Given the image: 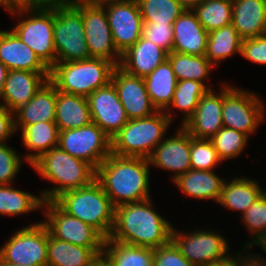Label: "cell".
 Returning a JSON list of instances; mask_svg holds the SVG:
<instances>
[{"label":"cell","mask_w":266,"mask_h":266,"mask_svg":"<svg viewBox=\"0 0 266 266\" xmlns=\"http://www.w3.org/2000/svg\"><path fill=\"white\" fill-rule=\"evenodd\" d=\"M152 199L115 207L110 239L126 244L158 248L171 240L173 224L155 212Z\"/></svg>","instance_id":"obj_1"},{"label":"cell","mask_w":266,"mask_h":266,"mask_svg":"<svg viewBox=\"0 0 266 266\" xmlns=\"http://www.w3.org/2000/svg\"><path fill=\"white\" fill-rule=\"evenodd\" d=\"M150 163L146 158L110 154L96 169V180L116 207L150 199Z\"/></svg>","instance_id":"obj_2"},{"label":"cell","mask_w":266,"mask_h":266,"mask_svg":"<svg viewBox=\"0 0 266 266\" xmlns=\"http://www.w3.org/2000/svg\"><path fill=\"white\" fill-rule=\"evenodd\" d=\"M31 166L43 179L57 185L41 191L44 201H54L61 194L88 186L96 179V169L91 164L59 146L42 154Z\"/></svg>","instance_id":"obj_3"},{"label":"cell","mask_w":266,"mask_h":266,"mask_svg":"<svg viewBox=\"0 0 266 266\" xmlns=\"http://www.w3.org/2000/svg\"><path fill=\"white\" fill-rule=\"evenodd\" d=\"M54 202L67 214L94 227L105 238L110 237L115 206L96 179L88 186L61 194Z\"/></svg>","instance_id":"obj_4"},{"label":"cell","mask_w":266,"mask_h":266,"mask_svg":"<svg viewBox=\"0 0 266 266\" xmlns=\"http://www.w3.org/2000/svg\"><path fill=\"white\" fill-rule=\"evenodd\" d=\"M116 66L105 59L56 62L50 68L49 80L58 91L88 97L111 82Z\"/></svg>","instance_id":"obj_5"},{"label":"cell","mask_w":266,"mask_h":266,"mask_svg":"<svg viewBox=\"0 0 266 266\" xmlns=\"http://www.w3.org/2000/svg\"><path fill=\"white\" fill-rule=\"evenodd\" d=\"M171 123L165 111H157L148 117L128 120L111 139L112 154L148 159L164 140Z\"/></svg>","instance_id":"obj_6"},{"label":"cell","mask_w":266,"mask_h":266,"mask_svg":"<svg viewBox=\"0 0 266 266\" xmlns=\"http://www.w3.org/2000/svg\"><path fill=\"white\" fill-rule=\"evenodd\" d=\"M13 16L25 14L11 30L29 46L41 61L50 69L56 63L54 46V6L23 8L9 11ZM28 13V15H27ZM29 16V17H28Z\"/></svg>","instance_id":"obj_7"},{"label":"cell","mask_w":266,"mask_h":266,"mask_svg":"<svg viewBox=\"0 0 266 266\" xmlns=\"http://www.w3.org/2000/svg\"><path fill=\"white\" fill-rule=\"evenodd\" d=\"M53 39L56 62L91 58L84 33L82 3L54 6Z\"/></svg>","instance_id":"obj_8"},{"label":"cell","mask_w":266,"mask_h":266,"mask_svg":"<svg viewBox=\"0 0 266 266\" xmlns=\"http://www.w3.org/2000/svg\"><path fill=\"white\" fill-rule=\"evenodd\" d=\"M264 106L254 92L223 83L224 127L240 131L249 137L265 119Z\"/></svg>","instance_id":"obj_9"},{"label":"cell","mask_w":266,"mask_h":266,"mask_svg":"<svg viewBox=\"0 0 266 266\" xmlns=\"http://www.w3.org/2000/svg\"><path fill=\"white\" fill-rule=\"evenodd\" d=\"M48 229L35 222L23 227L0 247V258L7 263L47 266Z\"/></svg>","instance_id":"obj_10"},{"label":"cell","mask_w":266,"mask_h":266,"mask_svg":"<svg viewBox=\"0 0 266 266\" xmlns=\"http://www.w3.org/2000/svg\"><path fill=\"white\" fill-rule=\"evenodd\" d=\"M58 146L95 169L112 153L111 138L95 123L59 131Z\"/></svg>","instance_id":"obj_11"},{"label":"cell","mask_w":266,"mask_h":266,"mask_svg":"<svg viewBox=\"0 0 266 266\" xmlns=\"http://www.w3.org/2000/svg\"><path fill=\"white\" fill-rule=\"evenodd\" d=\"M215 231V232H214ZM183 232L171 229V241L194 266H203L230 257L229 242L216 230Z\"/></svg>","instance_id":"obj_12"},{"label":"cell","mask_w":266,"mask_h":266,"mask_svg":"<svg viewBox=\"0 0 266 266\" xmlns=\"http://www.w3.org/2000/svg\"><path fill=\"white\" fill-rule=\"evenodd\" d=\"M42 210L46 215L42 222L54 238L87 248H104L105 237L98 230L67 214L54 201H44Z\"/></svg>","instance_id":"obj_13"},{"label":"cell","mask_w":266,"mask_h":266,"mask_svg":"<svg viewBox=\"0 0 266 266\" xmlns=\"http://www.w3.org/2000/svg\"><path fill=\"white\" fill-rule=\"evenodd\" d=\"M86 44L91 58H101L119 66L122 54L117 50L103 6L82 3Z\"/></svg>","instance_id":"obj_14"},{"label":"cell","mask_w":266,"mask_h":266,"mask_svg":"<svg viewBox=\"0 0 266 266\" xmlns=\"http://www.w3.org/2000/svg\"><path fill=\"white\" fill-rule=\"evenodd\" d=\"M103 7L114 44L122 54L142 36L143 19L137 0H116Z\"/></svg>","instance_id":"obj_15"},{"label":"cell","mask_w":266,"mask_h":266,"mask_svg":"<svg viewBox=\"0 0 266 266\" xmlns=\"http://www.w3.org/2000/svg\"><path fill=\"white\" fill-rule=\"evenodd\" d=\"M87 101L92 122L97 124L111 139L129 120L116 88L111 82L91 93Z\"/></svg>","instance_id":"obj_16"},{"label":"cell","mask_w":266,"mask_h":266,"mask_svg":"<svg viewBox=\"0 0 266 266\" xmlns=\"http://www.w3.org/2000/svg\"><path fill=\"white\" fill-rule=\"evenodd\" d=\"M179 127L176 134L165 137L148 158L150 166L173 172V181L191 169V135L182 125Z\"/></svg>","instance_id":"obj_17"},{"label":"cell","mask_w":266,"mask_h":266,"mask_svg":"<svg viewBox=\"0 0 266 266\" xmlns=\"http://www.w3.org/2000/svg\"><path fill=\"white\" fill-rule=\"evenodd\" d=\"M111 83L116 88L129 120L148 117L157 112L148 95L144 78L130 75L116 66Z\"/></svg>","instance_id":"obj_18"},{"label":"cell","mask_w":266,"mask_h":266,"mask_svg":"<svg viewBox=\"0 0 266 266\" xmlns=\"http://www.w3.org/2000/svg\"><path fill=\"white\" fill-rule=\"evenodd\" d=\"M220 91L208 90L194 114L182 125L196 139H211L222 127L223 83Z\"/></svg>","instance_id":"obj_19"},{"label":"cell","mask_w":266,"mask_h":266,"mask_svg":"<svg viewBox=\"0 0 266 266\" xmlns=\"http://www.w3.org/2000/svg\"><path fill=\"white\" fill-rule=\"evenodd\" d=\"M49 78L50 72L9 70L1 90L0 105L14 113L27 104Z\"/></svg>","instance_id":"obj_20"},{"label":"cell","mask_w":266,"mask_h":266,"mask_svg":"<svg viewBox=\"0 0 266 266\" xmlns=\"http://www.w3.org/2000/svg\"><path fill=\"white\" fill-rule=\"evenodd\" d=\"M208 32L198 21L193 10H185L173 23L172 51L189 54L205 55Z\"/></svg>","instance_id":"obj_21"},{"label":"cell","mask_w":266,"mask_h":266,"mask_svg":"<svg viewBox=\"0 0 266 266\" xmlns=\"http://www.w3.org/2000/svg\"><path fill=\"white\" fill-rule=\"evenodd\" d=\"M0 61L9 70L50 72L35 52L12 30H0Z\"/></svg>","instance_id":"obj_22"},{"label":"cell","mask_w":266,"mask_h":266,"mask_svg":"<svg viewBox=\"0 0 266 266\" xmlns=\"http://www.w3.org/2000/svg\"><path fill=\"white\" fill-rule=\"evenodd\" d=\"M167 54L164 49L141 36L122 53L119 67L130 75L144 78L167 59Z\"/></svg>","instance_id":"obj_23"},{"label":"cell","mask_w":266,"mask_h":266,"mask_svg":"<svg viewBox=\"0 0 266 266\" xmlns=\"http://www.w3.org/2000/svg\"><path fill=\"white\" fill-rule=\"evenodd\" d=\"M55 108L56 87L48 80L27 104L14 112L16 133L27 125L55 121Z\"/></svg>","instance_id":"obj_24"},{"label":"cell","mask_w":266,"mask_h":266,"mask_svg":"<svg viewBox=\"0 0 266 266\" xmlns=\"http://www.w3.org/2000/svg\"><path fill=\"white\" fill-rule=\"evenodd\" d=\"M232 24L242 39L266 35V0H232Z\"/></svg>","instance_id":"obj_25"},{"label":"cell","mask_w":266,"mask_h":266,"mask_svg":"<svg viewBox=\"0 0 266 266\" xmlns=\"http://www.w3.org/2000/svg\"><path fill=\"white\" fill-rule=\"evenodd\" d=\"M91 122L87 97L64 93L56 88L55 123L59 131L80 128Z\"/></svg>","instance_id":"obj_26"},{"label":"cell","mask_w":266,"mask_h":266,"mask_svg":"<svg viewBox=\"0 0 266 266\" xmlns=\"http://www.w3.org/2000/svg\"><path fill=\"white\" fill-rule=\"evenodd\" d=\"M224 182V178H220L213 170L202 171L194 169H190L173 181L186 196L197 198L198 200L210 199L217 203Z\"/></svg>","instance_id":"obj_27"},{"label":"cell","mask_w":266,"mask_h":266,"mask_svg":"<svg viewBox=\"0 0 266 266\" xmlns=\"http://www.w3.org/2000/svg\"><path fill=\"white\" fill-rule=\"evenodd\" d=\"M264 190L258 181L247 177H236L228 182L225 179L218 203L229 210L241 212L242 216Z\"/></svg>","instance_id":"obj_28"},{"label":"cell","mask_w":266,"mask_h":266,"mask_svg":"<svg viewBox=\"0 0 266 266\" xmlns=\"http://www.w3.org/2000/svg\"><path fill=\"white\" fill-rule=\"evenodd\" d=\"M20 132L23 145L27 151H31V153L24 155V159L29 165L42 154L58 146L59 130L55 121L37 122L32 125H27Z\"/></svg>","instance_id":"obj_29"},{"label":"cell","mask_w":266,"mask_h":266,"mask_svg":"<svg viewBox=\"0 0 266 266\" xmlns=\"http://www.w3.org/2000/svg\"><path fill=\"white\" fill-rule=\"evenodd\" d=\"M144 81L150 100L157 111L169 109L178 82L170 62L166 59L144 77Z\"/></svg>","instance_id":"obj_30"},{"label":"cell","mask_w":266,"mask_h":266,"mask_svg":"<svg viewBox=\"0 0 266 266\" xmlns=\"http://www.w3.org/2000/svg\"><path fill=\"white\" fill-rule=\"evenodd\" d=\"M103 248H87L54 238L48 231L47 266H89Z\"/></svg>","instance_id":"obj_31"},{"label":"cell","mask_w":266,"mask_h":266,"mask_svg":"<svg viewBox=\"0 0 266 266\" xmlns=\"http://www.w3.org/2000/svg\"><path fill=\"white\" fill-rule=\"evenodd\" d=\"M242 40L232 23L212 30L208 32L205 56L216 67L233 54L241 55Z\"/></svg>","instance_id":"obj_32"},{"label":"cell","mask_w":266,"mask_h":266,"mask_svg":"<svg viewBox=\"0 0 266 266\" xmlns=\"http://www.w3.org/2000/svg\"><path fill=\"white\" fill-rule=\"evenodd\" d=\"M172 70L177 81L193 80L203 83L209 90L211 86L205 84V79H209L211 69L215 66L206 58L205 55H189L175 51L167 54Z\"/></svg>","instance_id":"obj_33"},{"label":"cell","mask_w":266,"mask_h":266,"mask_svg":"<svg viewBox=\"0 0 266 266\" xmlns=\"http://www.w3.org/2000/svg\"><path fill=\"white\" fill-rule=\"evenodd\" d=\"M103 251L114 266H153L154 249L105 238Z\"/></svg>","instance_id":"obj_34"},{"label":"cell","mask_w":266,"mask_h":266,"mask_svg":"<svg viewBox=\"0 0 266 266\" xmlns=\"http://www.w3.org/2000/svg\"><path fill=\"white\" fill-rule=\"evenodd\" d=\"M44 200L12 185H0V215L20 216L37 209H43Z\"/></svg>","instance_id":"obj_35"},{"label":"cell","mask_w":266,"mask_h":266,"mask_svg":"<svg viewBox=\"0 0 266 266\" xmlns=\"http://www.w3.org/2000/svg\"><path fill=\"white\" fill-rule=\"evenodd\" d=\"M209 89L201 82L193 80H180L177 82L176 89L174 91L173 99L169 109L165 111L166 115L173 122L174 116L170 108H177L183 112V119L181 125H183L195 112L197 105L201 97Z\"/></svg>","instance_id":"obj_36"},{"label":"cell","mask_w":266,"mask_h":266,"mask_svg":"<svg viewBox=\"0 0 266 266\" xmlns=\"http://www.w3.org/2000/svg\"><path fill=\"white\" fill-rule=\"evenodd\" d=\"M193 11L207 32L232 23V1L229 0H203Z\"/></svg>","instance_id":"obj_37"},{"label":"cell","mask_w":266,"mask_h":266,"mask_svg":"<svg viewBox=\"0 0 266 266\" xmlns=\"http://www.w3.org/2000/svg\"><path fill=\"white\" fill-rule=\"evenodd\" d=\"M143 22L173 24L185 11L177 0H137Z\"/></svg>","instance_id":"obj_38"},{"label":"cell","mask_w":266,"mask_h":266,"mask_svg":"<svg viewBox=\"0 0 266 266\" xmlns=\"http://www.w3.org/2000/svg\"><path fill=\"white\" fill-rule=\"evenodd\" d=\"M220 159L224 162L239 157L248 142V136L240 131L222 127L211 139Z\"/></svg>","instance_id":"obj_39"},{"label":"cell","mask_w":266,"mask_h":266,"mask_svg":"<svg viewBox=\"0 0 266 266\" xmlns=\"http://www.w3.org/2000/svg\"><path fill=\"white\" fill-rule=\"evenodd\" d=\"M191 169L212 171L222 160L210 139H196L191 136Z\"/></svg>","instance_id":"obj_40"},{"label":"cell","mask_w":266,"mask_h":266,"mask_svg":"<svg viewBox=\"0 0 266 266\" xmlns=\"http://www.w3.org/2000/svg\"><path fill=\"white\" fill-rule=\"evenodd\" d=\"M241 222L244 223L249 230L252 238L246 246H248L257 236L266 230V193L263 192L257 200L244 212L241 216Z\"/></svg>","instance_id":"obj_41"},{"label":"cell","mask_w":266,"mask_h":266,"mask_svg":"<svg viewBox=\"0 0 266 266\" xmlns=\"http://www.w3.org/2000/svg\"><path fill=\"white\" fill-rule=\"evenodd\" d=\"M24 160V156H19L13 147L6 143L0 144V185H10L14 182L22 163L27 162Z\"/></svg>","instance_id":"obj_42"},{"label":"cell","mask_w":266,"mask_h":266,"mask_svg":"<svg viewBox=\"0 0 266 266\" xmlns=\"http://www.w3.org/2000/svg\"><path fill=\"white\" fill-rule=\"evenodd\" d=\"M142 37L161 47L167 53H171L173 46V24L143 22Z\"/></svg>","instance_id":"obj_43"},{"label":"cell","mask_w":266,"mask_h":266,"mask_svg":"<svg viewBox=\"0 0 266 266\" xmlns=\"http://www.w3.org/2000/svg\"><path fill=\"white\" fill-rule=\"evenodd\" d=\"M153 266H194L188 261L175 244L170 240L167 244L154 249Z\"/></svg>","instance_id":"obj_44"},{"label":"cell","mask_w":266,"mask_h":266,"mask_svg":"<svg viewBox=\"0 0 266 266\" xmlns=\"http://www.w3.org/2000/svg\"><path fill=\"white\" fill-rule=\"evenodd\" d=\"M241 56L252 63L266 65V35L243 39Z\"/></svg>","instance_id":"obj_45"},{"label":"cell","mask_w":266,"mask_h":266,"mask_svg":"<svg viewBox=\"0 0 266 266\" xmlns=\"http://www.w3.org/2000/svg\"><path fill=\"white\" fill-rule=\"evenodd\" d=\"M15 132L14 113L0 105V144L8 142Z\"/></svg>","instance_id":"obj_46"},{"label":"cell","mask_w":266,"mask_h":266,"mask_svg":"<svg viewBox=\"0 0 266 266\" xmlns=\"http://www.w3.org/2000/svg\"><path fill=\"white\" fill-rule=\"evenodd\" d=\"M242 249L243 253L238 252V255L236 253L234 257V266H266V259L262 255L260 257V253L253 255L252 252L248 251L250 247L245 245Z\"/></svg>","instance_id":"obj_47"},{"label":"cell","mask_w":266,"mask_h":266,"mask_svg":"<svg viewBox=\"0 0 266 266\" xmlns=\"http://www.w3.org/2000/svg\"><path fill=\"white\" fill-rule=\"evenodd\" d=\"M2 7L8 12L15 9L41 7V0H2Z\"/></svg>","instance_id":"obj_48"},{"label":"cell","mask_w":266,"mask_h":266,"mask_svg":"<svg viewBox=\"0 0 266 266\" xmlns=\"http://www.w3.org/2000/svg\"><path fill=\"white\" fill-rule=\"evenodd\" d=\"M89 266H114L107 254L102 251L96 254L90 261Z\"/></svg>","instance_id":"obj_49"},{"label":"cell","mask_w":266,"mask_h":266,"mask_svg":"<svg viewBox=\"0 0 266 266\" xmlns=\"http://www.w3.org/2000/svg\"><path fill=\"white\" fill-rule=\"evenodd\" d=\"M79 0H41L42 6H55V5H75Z\"/></svg>","instance_id":"obj_50"},{"label":"cell","mask_w":266,"mask_h":266,"mask_svg":"<svg viewBox=\"0 0 266 266\" xmlns=\"http://www.w3.org/2000/svg\"><path fill=\"white\" fill-rule=\"evenodd\" d=\"M185 10H194L203 0H177Z\"/></svg>","instance_id":"obj_51"},{"label":"cell","mask_w":266,"mask_h":266,"mask_svg":"<svg viewBox=\"0 0 266 266\" xmlns=\"http://www.w3.org/2000/svg\"><path fill=\"white\" fill-rule=\"evenodd\" d=\"M114 1L116 0H79V3H83L89 6H104Z\"/></svg>","instance_id":"obj_52"},{"label":"cell","mask_w":266,"mask_h":266,"mask_svg":"<svg viewBox=\"0 0 266 266\" xmlns=\"http://www.w3.org/2000/svg\"><path fill=\"white\" fill-rule=\"evenodd\" d=\"M203 266H234V255L218 262L208 263Z\"/></svg>","instance_id":"obj_53"},{"label":"cell","mask_w":266,"mask_h":266,"mask_svg":"<svg viewBox=\"0 0 266 266\" xmlns=\"http://www.w3.org/2000/svg\"><path fill=\"white\" fill-rule=\"evenodd\" d=\"M8 72L9 69L0 61V96L2 87L7 79Z\"/></svg>","instance_id":"obj_54"},{"label":"cell","mask_w":266,"mask_h":266,"mask_svg":"<svg viewBox=\"0 0 266 266\" xmlns=\"http://www.w3.org/2000/svg\"><path fill=\"white\" fill-rule=\"evenodd\" d=\"M0 266H30V265H19V264L7 263V262H4V261L0 258Z\"/></svg>","instance_id":"obj_55"}]
</instances>
